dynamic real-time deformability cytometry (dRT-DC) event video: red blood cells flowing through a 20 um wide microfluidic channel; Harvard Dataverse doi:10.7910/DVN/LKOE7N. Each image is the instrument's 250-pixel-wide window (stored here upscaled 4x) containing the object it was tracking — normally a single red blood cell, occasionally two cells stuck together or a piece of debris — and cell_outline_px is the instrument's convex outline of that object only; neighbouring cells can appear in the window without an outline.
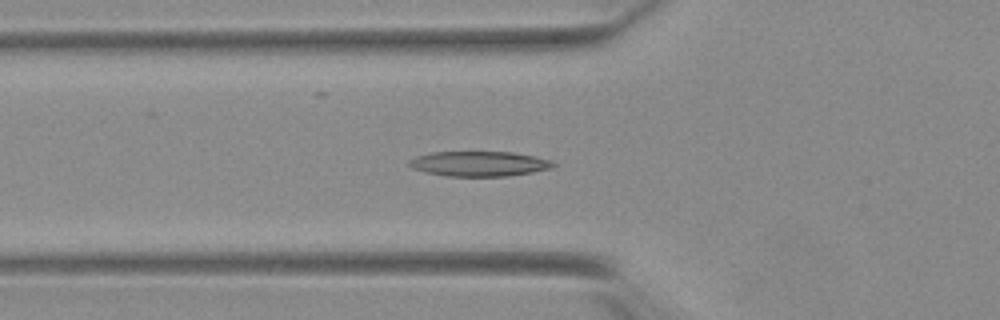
{"species": "Egyptian fruit bat (a non-hibernating species)", "species_latin": "Rousettus aegyptiacus", "temperature_condition": "warm", "stored_images_in_passage": 54, "camera_frame_rate_fps": 3000, "um_per_image_px": 0.085, "animal": {"sex": "female"}, "frame": {"image": 1, "passage_image": 20, "time_ms": 6.333, "image_size_px": [1000, 320], "cell_outline_px": [[556, 164], [552, 168], [532, 172], [508, 176], [448, 176], [424, 172], [412, 168], [408, 164], [408, 160], [416, 156], [432, 152], [512, 152], [552, 160]], "centroid_in_image_um": [40.71, 13.92], "position_along_channel_um": 85.1, "area_um2": 20.98}}
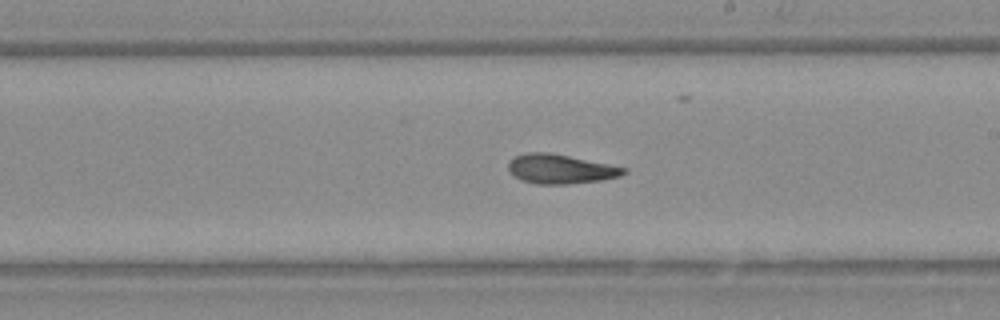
{"frame": {"image": 2, "passage_image": 32, "time_ms": 10.333, "image_size_px": [1000, 320], "cell_outline_px": [[628, 172], [620, 176], [600, 180], [568, 184], [536, 184], [520, 180], [512, 176], [508, 172], [508, 164], [516, 156], [524, 152], [548, 152], [628, 168]], "centroid_in_image_um": [47.6, 14.37], "position_along_channel_um": 241.4, "area_um2": 19.77}}
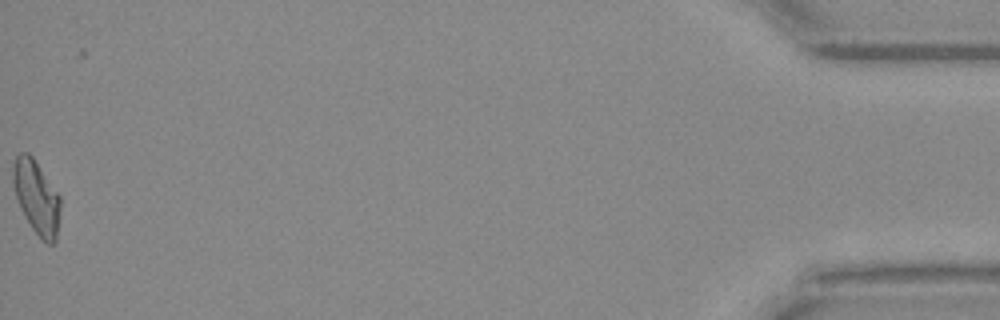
{"frame": {"image": 3, "passage_image": 54, "time_ms": 17.667, "image_size_px": [1000, 320], "cell_outline_px": [[60, 208], [56, 240], [52, 244], [48, 244], [32, 228], [20, 208], [12, 184], [12, 172], [16, 156], [20, 152], [28, 152], [32, 156], [60, 196]], "centroid_in_image_um": [3.09, 16.74], "position_along_channel_um": 432.1, "area_um2": 20.0}, "authors_computed_cell_mechanics": {"area_um2": 20.1433, "velocity_mm_per_s": 3.8959, "shape_relaxation_time_tau1_ms": 7.0155, "shape_relaxation_time_tau2_ms": 3.1753, "deformation_change_tau1": 0.218, "deformation_change_tau2": 0.1199}}